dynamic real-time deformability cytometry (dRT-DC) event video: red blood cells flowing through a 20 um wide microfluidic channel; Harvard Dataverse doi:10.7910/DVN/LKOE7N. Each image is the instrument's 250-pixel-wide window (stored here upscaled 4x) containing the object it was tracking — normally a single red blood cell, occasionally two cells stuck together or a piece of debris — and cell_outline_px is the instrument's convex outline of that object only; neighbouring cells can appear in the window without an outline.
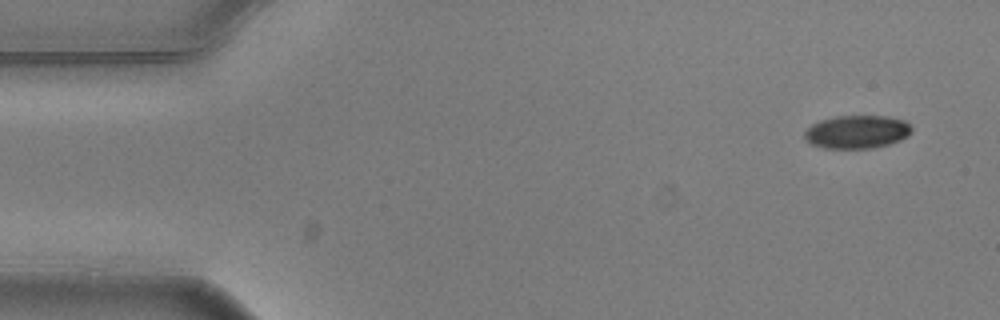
{"species": "common noctule bat (a hibernating species)", "species_latin": "Nyctalus noctula", "temperature_condition": "warm", "stored_images_in_passage": 5, "camera_frame_rate_fps": 3000, "um_per_image_px": 0.085, "animal": {"sex": "male", "body_mass_g": 20.5, "forearm_length_mm": 52.5}, "frame": {"image": 1, "passage_image": 1, "time_ms": 0.0, "image_size_px": [1000, 320], "cell_outline_px": [[912, 132], [908, 136], [900, 140], [888, 144], [872, 148], [824, 148], [812, 144], [804, 136], [804, 132], [812, 124], [820, 120], [836, 116], [888, 116], [904, 120], [912, 128]], "centroid_in_image_um": [72.86, 11.2], "position_along_channel_um": 12.1, "area_um2": 20.63}}
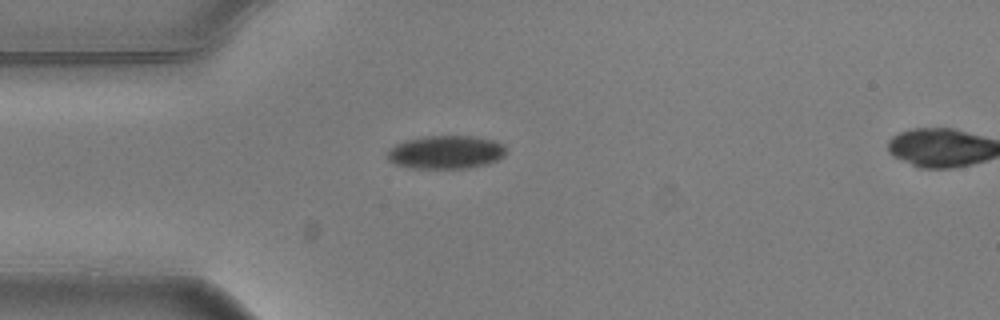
{"frame": {"image": 2, "passage_image": 4, "time_ms": 1.0, "image_size_px": [1000, 320], "cell_outline_px": [[504, 156], [488, 164], [468, 168], [408, 168], [396, 164], [388, 160], [388, 148], [404, 140], [424, 136], [476, 136], [492, 140], [504, 144]], "centroid_in_image_um": [37.87, 12.93], "position_along_channel_um": 47.1, "area_um2": 23.12}}